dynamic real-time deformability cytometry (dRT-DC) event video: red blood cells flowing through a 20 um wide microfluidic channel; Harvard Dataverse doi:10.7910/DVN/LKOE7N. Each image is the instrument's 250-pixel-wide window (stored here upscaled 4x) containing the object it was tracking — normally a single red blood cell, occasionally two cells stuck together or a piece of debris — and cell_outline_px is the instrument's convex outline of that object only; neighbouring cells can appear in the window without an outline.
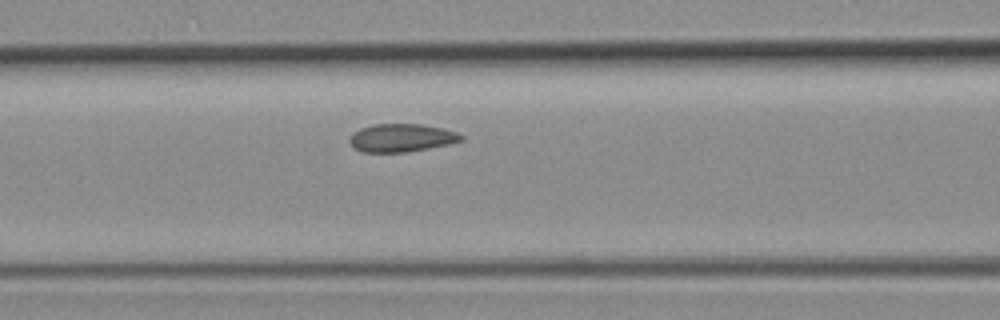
{"species": "common noctule bat (a hibernating species)", "species_latin": "Nyctalus noctula", "temperature_condition": "room temperature", "stored_images_in_passage": 5, "camera_frame_rate_fps": 3000, "um_per_image_px": 0.085, "animal": {"sex": "female", "body_mass_g": 19.3, "forearm_length_mm": 54.1}, "frame": {"image": 1, "passage_image": 5, "time_ms": 4.667, "image_size_px": [1000, 320], "cell_outline_px": [[464, 140], [448, 144], [428, 148], [404, 152], [364, 152], [356, 148], [348, 140], [352, 132], [360, 128], [372, 124], [420, 124], [440, 128], [456, 132], [464, 136]], "centroid_in_image_um": [34.11, 11.71], "position_along_channel_um": 132.5, "area_um2": 18.09}}